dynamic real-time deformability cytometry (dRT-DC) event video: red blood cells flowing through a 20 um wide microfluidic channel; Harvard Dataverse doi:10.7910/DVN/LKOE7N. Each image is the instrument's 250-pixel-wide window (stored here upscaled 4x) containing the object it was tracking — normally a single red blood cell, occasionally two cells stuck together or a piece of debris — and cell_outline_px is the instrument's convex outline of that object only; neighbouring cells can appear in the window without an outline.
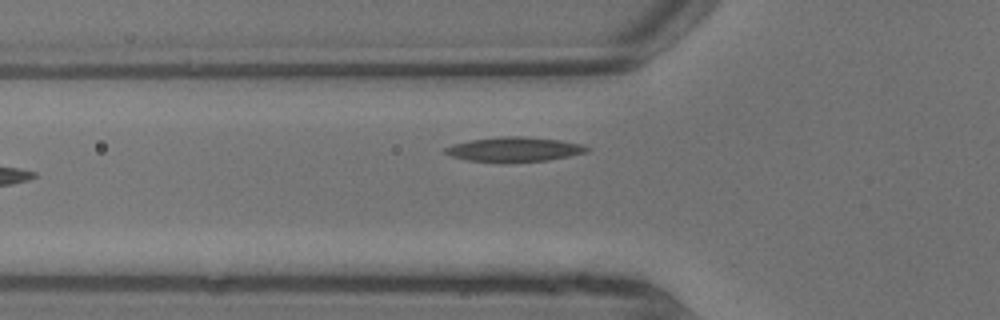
{"species": "common noctule bat (a hibernating species)", "species_latin": "Nyctalus noctula", "temperature_condition": "warm", "stored_images_in_passage": 8, "camera_frame_rate_fps": 3000, "um_per_image_px": 0.085, "animal": {"sex": "male", "body_mass_g": 13.3}, "frame": {"image": 1, "passage_image": 8, "time_ms": 2.333, "image_size_px": [1000, 320], "cell_outline_px": [[588, 152], [548, 160], [500, 164], [468, 160], [452, 156], [444, 152], [444, 148], [452, 144], [472, 140], [500, 136], [524, 136], [556, 140], [580, 144], [588, 148]], "centroid_in_image_um": [43.65, 12.72], "position_along_channel_um": 82.1, "area_um2": 20.46}}